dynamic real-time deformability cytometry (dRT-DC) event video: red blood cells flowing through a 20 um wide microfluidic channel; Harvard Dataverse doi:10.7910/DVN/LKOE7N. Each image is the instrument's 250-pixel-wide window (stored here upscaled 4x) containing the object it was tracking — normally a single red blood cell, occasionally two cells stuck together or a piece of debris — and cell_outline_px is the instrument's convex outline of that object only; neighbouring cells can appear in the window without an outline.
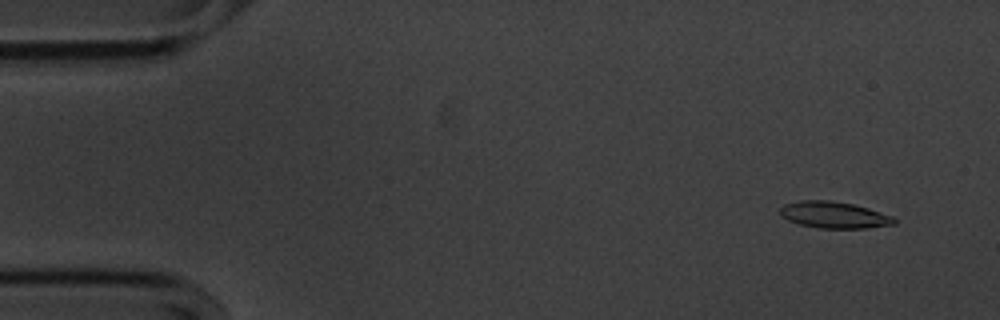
{"species": "common noctule bat (a hibernating species)", "species_latin": "Nyctalus noctula", "temperature_condition": "cold", "stored_images_in_passage": 55, "camera_frame_rate_fps": 3000, "um_per_image_px": 0.085, "animal": {"sex": "male", "body_mass_g": 20.1, "forearm_length_mm": 53.5}, "frame": {"image": 1, "passage_image": 4, "time_ms": 1.0, "image_size_px": [1000, 320], "cell_outline_px": [[896, 224], [864, 228], [820, 228], [800, 224], [788, 220], [780, 216], [780, 208], [784, 204], [800, 200], [828, 200], [852, 204], [868, 208], [892, 216], [896, 220]], "centroid_in_image_um": [70.87, 18.26], "position_along_channel_um": 14.1, "area_um2": 17.57}}
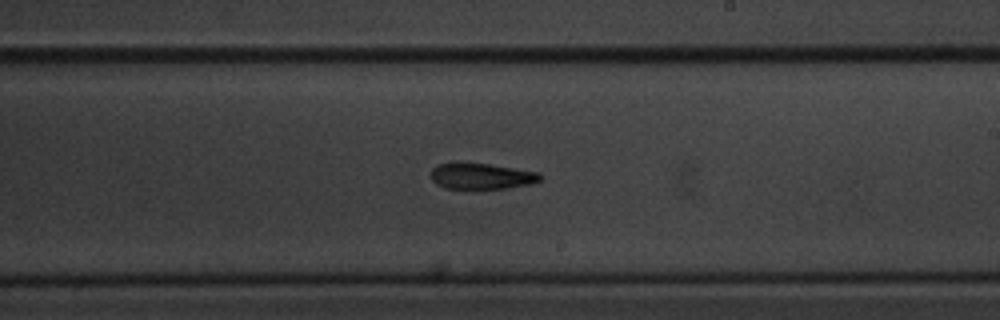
{"frame": {"image": 2, "passage_image": 32, "time_ms": 10.333, "image_size_px": [1000, 320], "cell_outline_px": [[544, 176], [540, 180], [532, 184], [504, 188], [444, 188], [436, 184], [432, 180], [432, 168], [440, 164], [452, 160], [488, 164], [540, 172]], "centroid_in_image_um": [40.91, 14.94], "position_along_channel_um": 248.1, "area_um2": 16.88}}
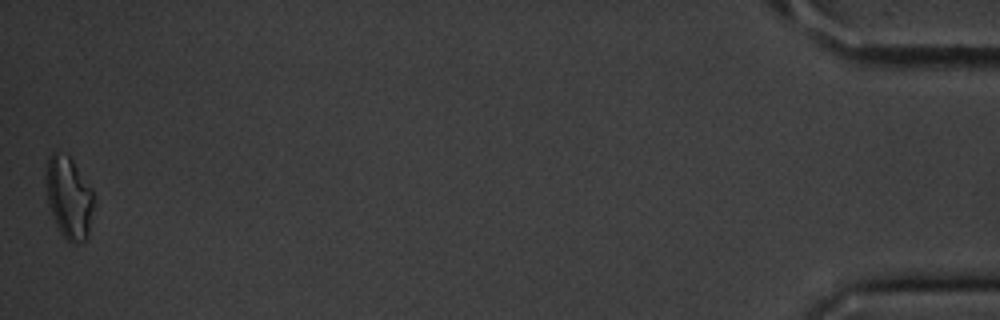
{"frame": {"image": 3, "passage_image": 55, "time_ms": 18.0, "image_size_px": [1000, 320], "cell_outline_px": [[96, 204], [88, 240], [76, 244], [72, 244], [60, 232], [56, 224], [48, 204], [44, 176], [48, 156], [52, 152], [56, 152], [68, 156], [72, 160], [92, 188], [96, 200]], "centroid_in_image_um": [5.89, 16.83], "position_along_channel_um": 429.3, "area_um2": 23.64}, "authors_computed_cell_mechanics": {"area_um2": 17.5712, "velocity_mm_per_s": 3.5991, "shape_relaxation_time_tau1_ms": 3.2053, "shape_relaxation_time_tau2_ms": 3.1496, "deformation_change_tau1": 0.1517, "deformation_change_tau2": 0.1251}}